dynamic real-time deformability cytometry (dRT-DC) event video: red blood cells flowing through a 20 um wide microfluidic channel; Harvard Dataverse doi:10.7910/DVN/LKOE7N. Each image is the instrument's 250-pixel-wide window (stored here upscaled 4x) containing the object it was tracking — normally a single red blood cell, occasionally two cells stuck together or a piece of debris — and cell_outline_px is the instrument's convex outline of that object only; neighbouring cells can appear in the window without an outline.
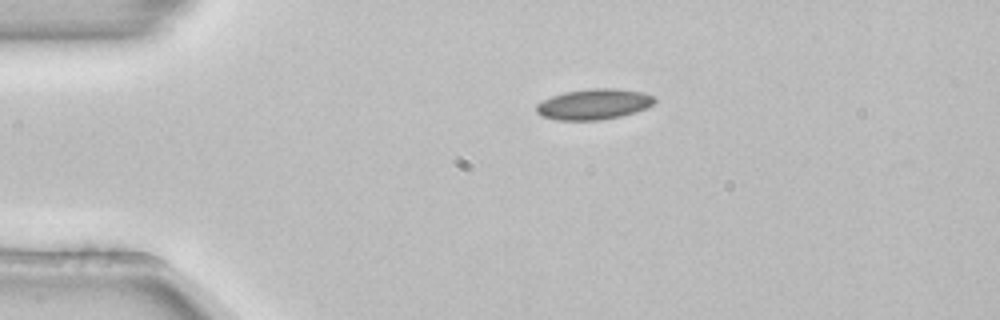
{"species": "common noctule bat (a hibernating species)", "species_latin": "Nyctalus noctula", "temperature_condition": "room temperature", "stored_images_in_passage": 1, "camera_frame_rate_fps": 3000, "um_per_image_px": 0.085, "animal": {"sex": "female", "body_mass_g": 22.7, "forearm_length_mm": 54.2}, "frame": {"image": 1, "passage_image": 1, "time_ms": 0.0, "image_size_px": [1000, 320], "cell_outline_px": [[656, 100], [652, 104], [636, 112], [620, 116], [600, 120], [556, 120], [540, 116], [536, 112], [536, 104], [552, 96], [564, 92], [588, 88], [616, 88], [644, 92], [652, 96]], "centroid_in_image_um": [50.45, 8.85], "position_along_channel_um": 34.6, "area_um2": 21.15}}